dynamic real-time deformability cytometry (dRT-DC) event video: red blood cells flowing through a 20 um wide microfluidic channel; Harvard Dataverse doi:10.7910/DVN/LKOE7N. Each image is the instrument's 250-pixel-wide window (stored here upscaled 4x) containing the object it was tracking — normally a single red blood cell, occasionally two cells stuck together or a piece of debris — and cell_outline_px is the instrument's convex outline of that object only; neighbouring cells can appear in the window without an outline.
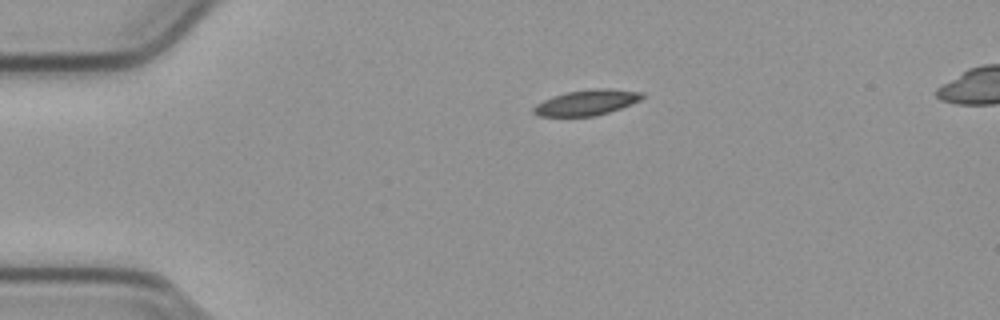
{"species": "common noctule bat (a hibernating species)", "species_latin": "Nyctalus noctula", "temperature_condition": "cold", "stored_images_in_passage": 45, "segment_of_instrument_passage": [1, 2], "camera_frame_rate_fps": 3000, "um_per_image_px": 0.085, "animal": {"sex": "male", "body_mass_g": 23.1, "forearm_length_mm": 52.7}, "frame": {"image": 1, "passage_image": 1, "time_ms": 0.0, "image_size_px": [1000, 320], "cell_outline_px": [[644, 96], [640, 100], [632, 104], [608, 112], [592, 116], [540, 116], [532, 112], [532, 108], [536, 104], [552, 96], [564, 92], [592, 88], [612, 88], [644, 92]], "centroid_in_image_um": [49.87, 8.69], "position_along_channel_um": 35.1, "area_um2": 16.3}}
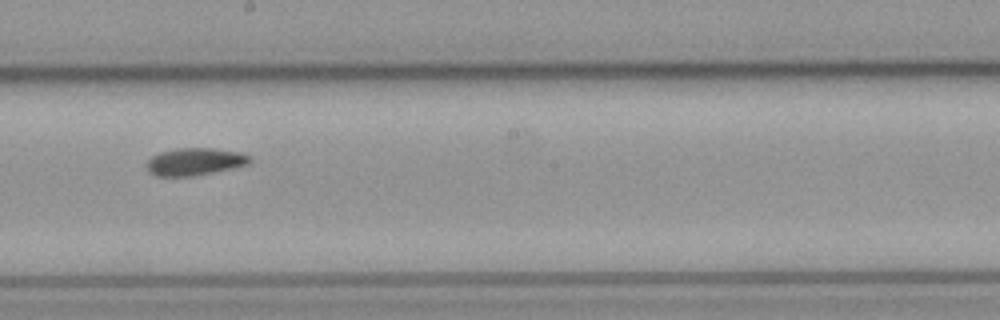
{"frame": {"image": 2, "passage_image": 20, "time_ms": 6.333, "image_size_px": [1000, 320], "cell_outline_px": [[252, 160], [248, 164], [232, 168], [192, 176], [156, 176], [148, 172], [148, 160], [152, 156], [160, 152], [176, 148], [212, 148], [240, 152], [252, 156]], "centroid_in_image_um": [16.58, 13.73], "position_along_channel_um": 231.6, "area_um2": 16.42}}
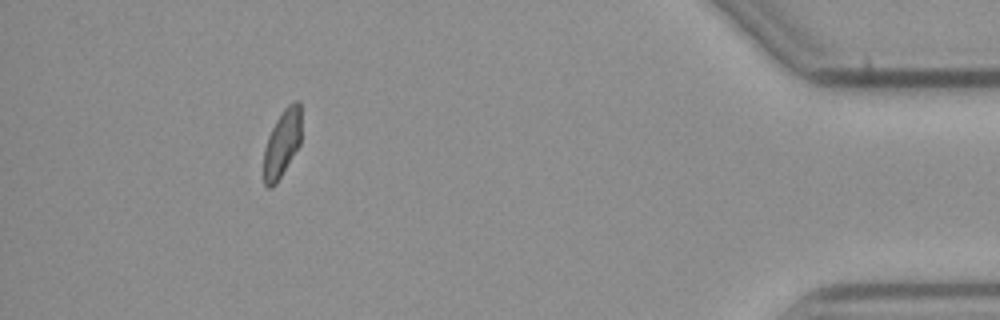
{"frame": {"image": 3, "passage_image": 39, "time_ms": 12.667, "image_size_px": [1000, 320], "cell_outline_px": [[300, 144], [276, 184], [272, 188], [268, 188], [264, 184], [264, 148], [268, 136], [276, 120], [284, 108], [288, 104], [296, 100], [300, 100]], "centroid_in_image_um": [23.97, 12.19], "position_along_channel_um": 411.2, "area_um2": 14.68}}